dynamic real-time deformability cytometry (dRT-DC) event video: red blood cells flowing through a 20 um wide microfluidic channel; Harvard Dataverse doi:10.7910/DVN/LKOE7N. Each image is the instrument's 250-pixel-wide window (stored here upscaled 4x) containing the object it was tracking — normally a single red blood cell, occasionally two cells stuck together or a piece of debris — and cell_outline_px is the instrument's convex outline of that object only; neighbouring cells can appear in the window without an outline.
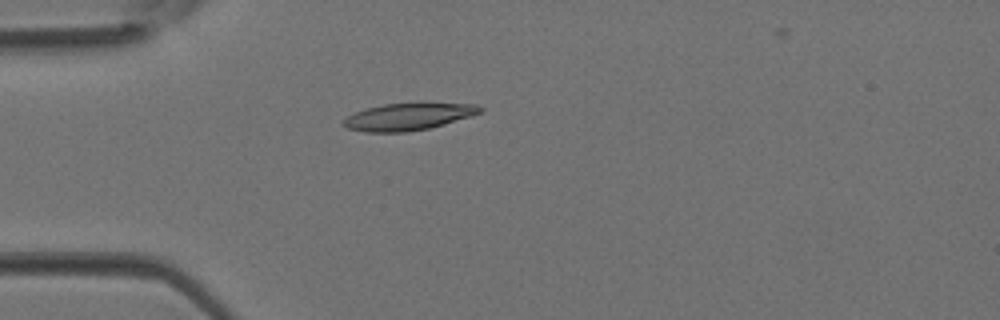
{"species": "Egyptian fruit bat (a non-hibernating species)", "species_latin": "Rousettus aegyptiacus", "temperature_condition": "room temperature", "stored_images_in_passage": 4, "camera_frame_rate_fps": 3000, "um_per_image_px": 0.085, "animal": {"sex": "female"}, "frame": {"image": 1, "passage_image": 4, "time_ms": 1.0, "image_size_px": [1000, 320], "cell_outline_px": [[484, 108], [480, 112], [472, 116], [444, 124], [428, 128], [404, 132], [364, 132], [348, 128], [340, 124], [348, 116], [356, 112], [368, 108], [384, 104], [420, 100], [476, 104]], "centroid_in_image_um": [34.77, 9.86], "position_along_channel_um": 50.2, "area_um2": 22.37}}